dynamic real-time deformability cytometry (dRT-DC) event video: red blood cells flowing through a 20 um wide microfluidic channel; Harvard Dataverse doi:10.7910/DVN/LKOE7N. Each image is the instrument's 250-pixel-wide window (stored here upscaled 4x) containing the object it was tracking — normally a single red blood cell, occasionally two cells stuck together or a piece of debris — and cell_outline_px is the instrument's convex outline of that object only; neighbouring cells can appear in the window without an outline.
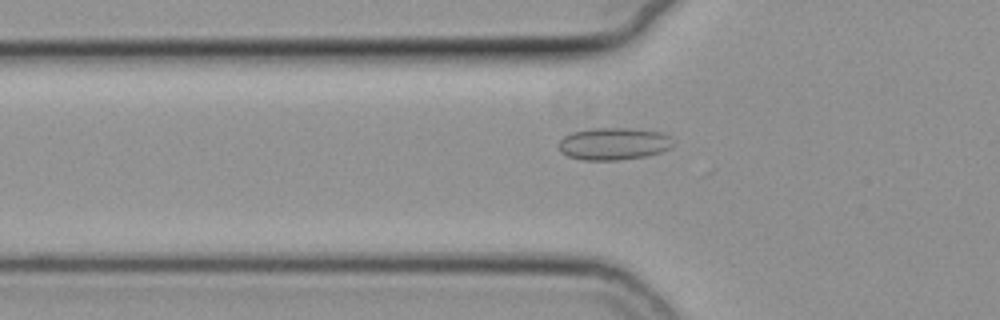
{"species": "common noctule bat (a hibernating species)", "species_latin": "Nyctalus noctula", "temperature_condition": "cold", "stored_images_in_passage": 50, "camera_frame_rate_fps": 3000, "um_per_image_px": 0.085, "animal": {"sex": "female", "body_mass_g": 19.3, "forearm_length_mm": 54.1}, "frame": {"image": 1, "passage_image": 18, "time_ms": 5.667, "image_size_px": [1000, 320], "cell_outline_px": [[672, 144], [668, 148], [660, 152], [644, 156], [616, 160], [584, 160], [568, 156], [560, 152], [560, 140], [564, 136], [572, 132], [592, 128], [632, 128], [660, 132], [668, 136]], "centroid_in_image_um": [52.11, 12.21], "position_along_channel_um": 73.7, "area_um2": 21.21}}
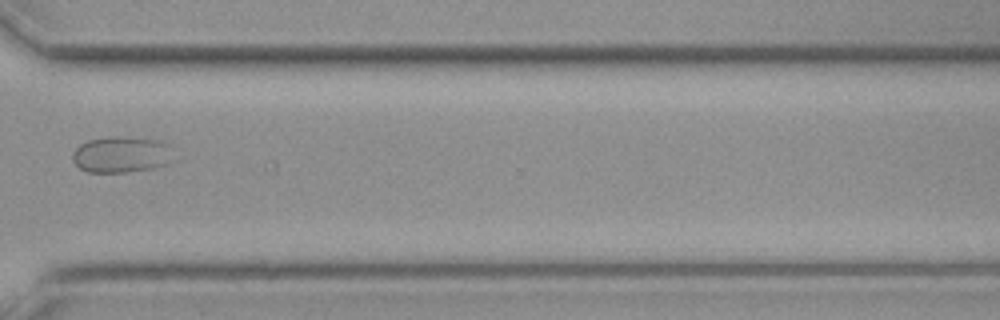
{"frame": {"image": 2, "passage_image": 41, "time_ms": 13.333, "image_size_px": [1000, 320], "cell_outline_px": [[168, 144], [164, 164], [156, 168], [124, 172], [88, 172], [80, 168], [72, 160], [72, 152], [80, 144], [88, 140], [108, 136], [124, 136], [160, 140]], "centroid_in_image_um": [10.18, 13.12], "position_along_channel_um": 360.4, "area_um2": 20.87}}
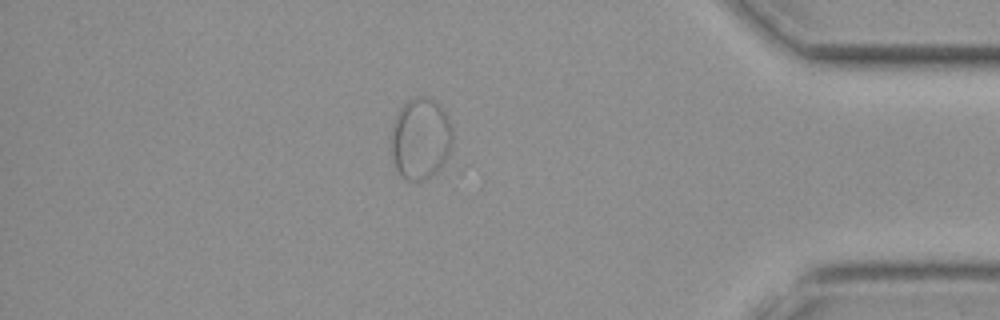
{"frame": {"image": 3, "passage_image": 47, "time_ms": 15.333, "image_size_px": [1000, 320], "cell_outline_px": [[452, 144], [444, 168], [424, 180], [404, 180], [400, 176], [392, 160], [392, 124], [400, 108], [408, 100], [416, 96], [432, 96], [440, 104], [448, 116], [452, 128]], "centroid_in_image_um": [35.78, 11.78], "position_along_channel_um": 399.4, "area_um2": 29.88}}